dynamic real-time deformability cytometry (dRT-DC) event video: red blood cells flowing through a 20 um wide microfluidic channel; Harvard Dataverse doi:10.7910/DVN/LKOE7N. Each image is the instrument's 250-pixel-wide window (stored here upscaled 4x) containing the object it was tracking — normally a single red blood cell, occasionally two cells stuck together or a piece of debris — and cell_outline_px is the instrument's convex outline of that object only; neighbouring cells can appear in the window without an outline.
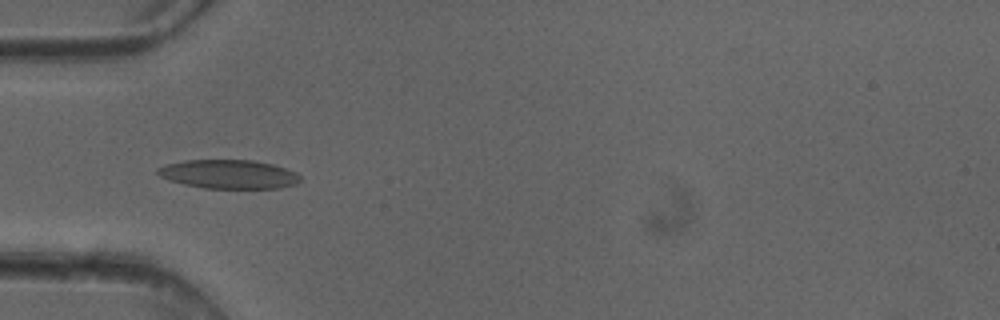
{"species": "common noctule bat (a hibernating species)", "species_latin": "Nyctalus noctula", "temperature_condition": "cold", "stored_images_in_passage": 6, "camera_frame_rate_fps": 3000, "um_per_image_px": 0.085, "animal": {"sex": "female"}, "frame": {"image": 1, "passage_image": 5, "time_ms": 1.333, "image_size_px": [1000, 320], "cell_outline_px": [[300, 180], [296, 184], [280, 188], [204, 188], [184, 184], [168, 180], [160, 176], [156, 172], [156, 168], [164, 164], [184, 160], [252, 160], [272, 164], [296, 172], [300, 176]], "centroid_in_image_um": [19.4, 14.8], "position_along_channel_um": 65.6, "area_um2": 24.04}}
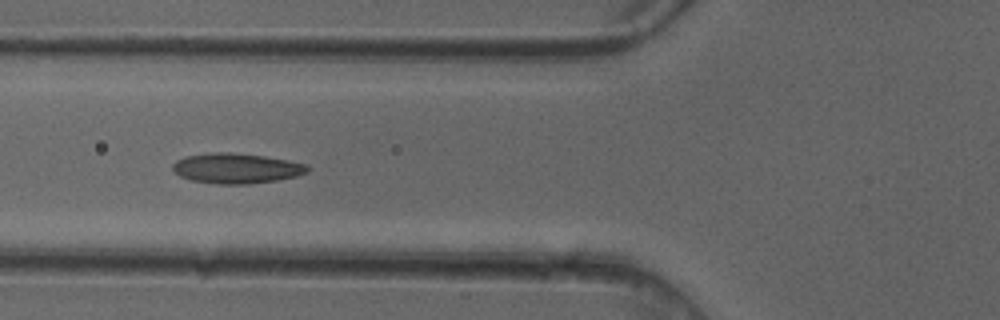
{"frame": {"image": 2, "passage_image": 6, "time_ms": 1.667, "image_size_px": [1000, 320], "cell_outline_px": [[308, 172], [296, 176], [276, 180], [248, 184], [220, 184], [192, 180], [180, 176], [172, 168], [172, 164], [176, 160], [184, 156], [212, 152], [232, 152], [264, 156], [288, 160], [308, 164]], "centroid_in_image_um": [20.09, 14.29], "position_along_channel_um": 105.7, "area_um2": 23.7}}